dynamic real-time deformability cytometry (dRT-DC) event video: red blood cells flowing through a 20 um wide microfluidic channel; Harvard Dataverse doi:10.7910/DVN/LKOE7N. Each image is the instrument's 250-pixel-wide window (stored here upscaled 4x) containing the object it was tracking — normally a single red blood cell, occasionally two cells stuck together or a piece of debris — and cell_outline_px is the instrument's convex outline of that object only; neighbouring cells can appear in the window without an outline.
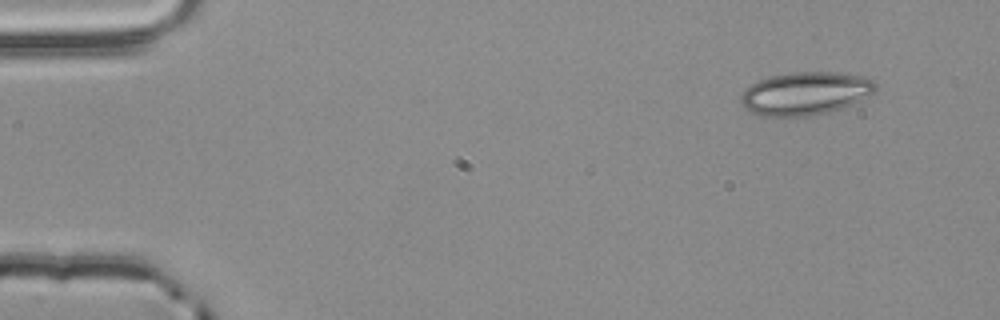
{"species": "common noctule bat (a hibernating species)", "species_latin": "Nyctalus noctula", "temperature_condition": "room temperature", "stored_images_in_passage": 3, "camera_frame_rate_fps": 3000, "um_per_image_px": 0.085, "animal": {"sex": "male", "body_mass_g": 20.4}, "frame": {"image": 1, "passage_image": 3, "time_ms": 0.667, "image_size_px": [1000, 320], "cell_outline_px": [[876, 92], [840, 108], [828, 112], [812, 116], [760, 116], [748, 112], [744, 108], [740, 100], [740, 96], [744, 88], [760, 80], [772, 76], [788, 72], [840, 72], [864, 76], [872, 80], [876, 84]], "centroid_in_image_um": [68.42, 7.94], "position_along_channel_um": 16.6, "area_um2": 33.93}}